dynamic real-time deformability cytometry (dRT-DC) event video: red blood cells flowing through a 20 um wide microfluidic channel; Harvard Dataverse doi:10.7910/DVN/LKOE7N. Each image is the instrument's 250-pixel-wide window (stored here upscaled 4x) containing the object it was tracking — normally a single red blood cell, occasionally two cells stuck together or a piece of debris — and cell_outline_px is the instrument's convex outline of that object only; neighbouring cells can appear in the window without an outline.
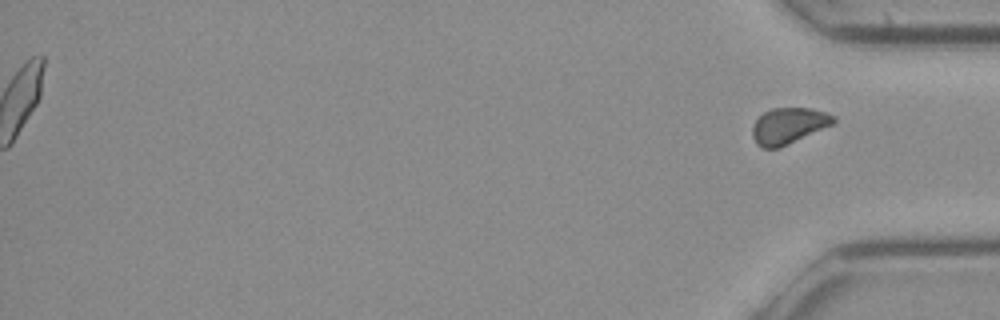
{"species": "common noctule bat (a hibernating species)", "species_latin": "Nyctalus noctula", "temperature_condition": "cold", "stored_images_in_passage": 44, "segment_of_instrument_passage": [2, 2], "camera_frame_rate_fps": 3000, "um_per_image_px": 0.085, "animal": {"sex": "female", "body_mass_g": 21.9}, "frame": {"image": 1, "passage_image": 44, "time_ms": 14.333, "image_size_px": [1000, 320], "cell_outline_px": [[836, 120], [832, 124], [780, 148], [760, 148], [756, 144], [752, 136], [752, 128], [756, 120], [764, 112], [772, 108], [808, 108], [824, 112], [836, 116]], "centroid_in_image_um": [66.99, 10.7], "position_along_channel_um": 368.2, "area_um2": 16.94}}